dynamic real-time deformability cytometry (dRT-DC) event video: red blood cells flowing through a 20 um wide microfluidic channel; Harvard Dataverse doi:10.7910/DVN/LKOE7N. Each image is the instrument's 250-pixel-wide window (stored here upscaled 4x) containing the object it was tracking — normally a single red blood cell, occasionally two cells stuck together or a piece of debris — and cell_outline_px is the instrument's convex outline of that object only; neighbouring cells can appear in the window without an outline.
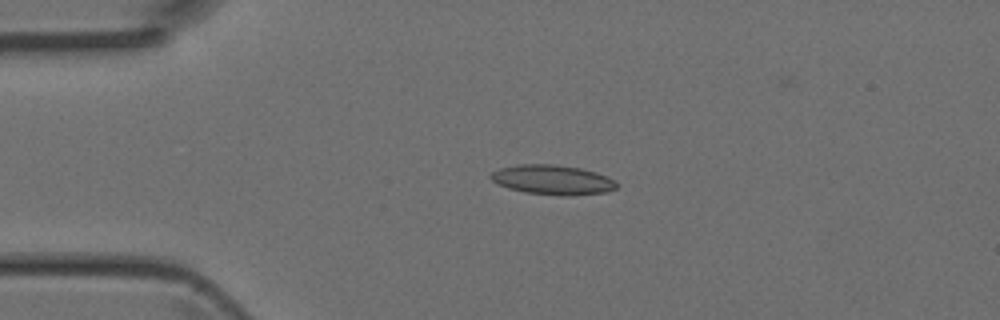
{"species": "Egyptian fruit bat (a non-hibernating species)", "species_latin": "Rousettus aegyptiacus", "temperature_condition": "room temperature", "stored_images_in_passage": 4, "camera_frame_rate_fps": 3000, "um_per_image_px": 0.085, "animal": {"sex": "female"}, "frame": {"image": 1, "passage_image": 3, "time_ms": 0.667, "image_size_px": [1000, 320], "cell_outline_px": [[616, 188], [604, 192], [572, 196], [560, 196], [524, 192], [508, 188], [496, 184], [488, 176], [492, 172], [500, 168], [520, 164], [556, 164], [580, 168], [596, 172], [608, 176], [616, 184]], "centroid_in_image_um": [46.93, 15.28], "position_along_channel_um": 38.1, "area_um2": 21.85}}